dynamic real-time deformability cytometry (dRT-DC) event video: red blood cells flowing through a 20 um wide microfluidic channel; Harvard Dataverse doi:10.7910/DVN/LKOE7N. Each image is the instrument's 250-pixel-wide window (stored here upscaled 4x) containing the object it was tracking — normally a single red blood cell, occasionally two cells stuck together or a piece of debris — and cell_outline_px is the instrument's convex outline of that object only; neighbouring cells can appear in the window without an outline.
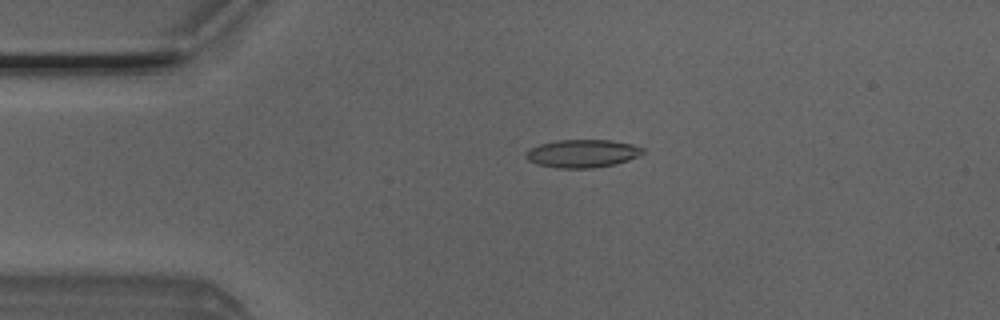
{"species": "Egyptian fruit bat (a non-hibernating species)", "species_latin": "Rousettus aegyptiacus", "temperature_condition": "room temperature", "stored_images_in_passage": 4, "camera_frame_rate_fps": 3000, "um_per_image_px": 0.085, "animal": {"sex": "male"}, "frame": {"image": 1, "passage_image": 3, "time_ms": 0.667, "image_size_px": [1000, 320], "cell_outline_px": [[644, 152], [628, 160], [616, 164], [592, 168], [556, 168], [536, 164], [528, 160], [524, 156], [528, 148], [540, 144], [556, 140], [608, 140], [632, 144], [644, 148]], "centroid_in_image_um": [49.45, 13.05], "position_along_channel_um": 35.5, "area_um2": 19.13}}